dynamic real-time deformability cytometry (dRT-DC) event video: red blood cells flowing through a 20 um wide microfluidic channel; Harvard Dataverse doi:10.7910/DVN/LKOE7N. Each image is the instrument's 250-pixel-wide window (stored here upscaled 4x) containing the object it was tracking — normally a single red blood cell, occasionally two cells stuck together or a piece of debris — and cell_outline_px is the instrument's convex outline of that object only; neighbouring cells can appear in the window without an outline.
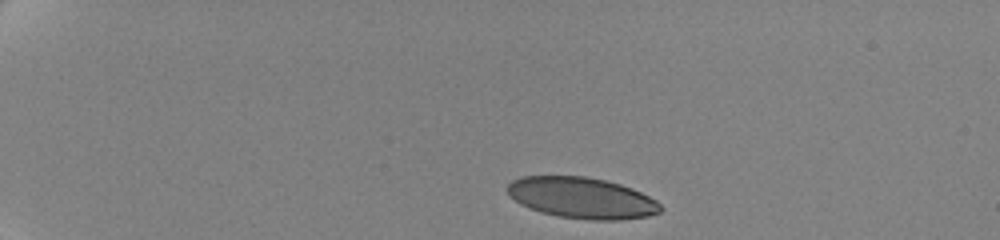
{"species": "human", "species_latin": "Homo sapiens", "temperature_condition": "cold", "stored_images_in_passage": 18, "camera_frame_rate_fps": 3000, "um_per_image_px": 0.085, "donor": {"sex": "female"}, "frame": {"image": 1, "passage_image": 1, "time_ms": 0.0, "image_size_px": [1000, 240], "cell_outline_px": [[664, 208], [660, 212], [648, 216], [620, 220], [592, 220], [560, 216], [540, 212], [528, 208], [520, 204], [508, 192], [508, 184], [512, 180], [520, 176], [584, 176], [608, 180], [632, 188], [656, 200]], "centroid_in_image_um": [49.48, 16.81], "position_along_channel_um": 35.5, "area_um2": 36.7}}
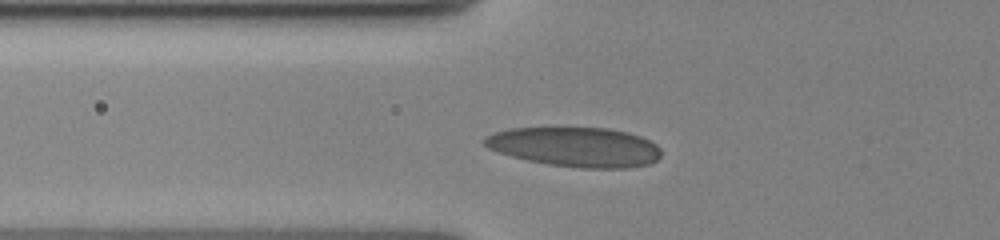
{"frame": {"image": 2, "passage_image": 11, "time_ms": 3.667, "image_size_px": [1000, 240], "cell_outline_px": [[660, 156], [656, 160], [648, 164], [628, 168], [580, 168], [548, 164], [528, 160], [512, 156], [488, 148], [480, 140], [484, 136], [496, 132], [512, 128], [608, 128], [628, 132], [640, 136], [656, 144], [660, 148]], "centroid_in_image_um": [48.9, 12.49], "position_along_channel_um": 76.9, "area_um2": 40.69}}
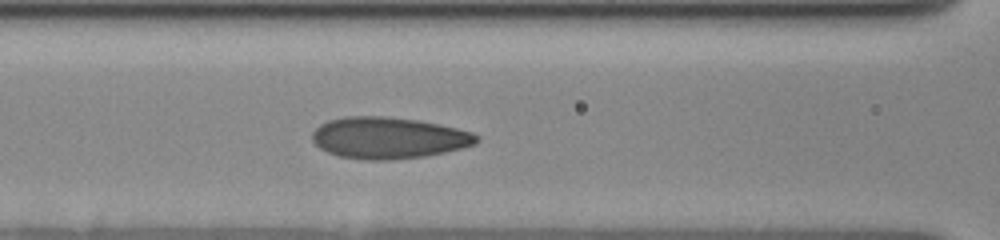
{"frame": {"image": 3, "passage_image": 16, "time_ms": 5.333, "image_size_px": [1000, 240], "cell_outline_px": [[480, 140], [476, 144], [444, 152], [424, 156], [392, 160], [368, 160], [340, 156], [328, 152], [320, 148], [312, 140], [312, 132], [320, 124], [328, 120], [344, 116], [384, 116], [416, 120], [440, 124], [472, 132]], "centroid_in_image_um": [33.0, 11.71], "position_along_channel_um": 133.6, "area_um2": 39.65}}